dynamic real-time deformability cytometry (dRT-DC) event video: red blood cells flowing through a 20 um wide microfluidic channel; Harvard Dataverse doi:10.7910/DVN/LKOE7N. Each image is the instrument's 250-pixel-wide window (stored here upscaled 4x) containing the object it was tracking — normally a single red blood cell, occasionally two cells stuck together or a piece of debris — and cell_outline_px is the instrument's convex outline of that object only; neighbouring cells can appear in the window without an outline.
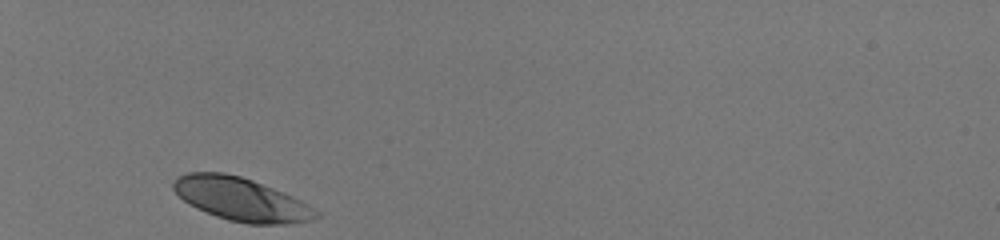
{"species": "human", "species_latin": "Homo sapiens", "temperature_condition": "room temperature", "stored_images_in_passage": 29, "camera_frame_rate_fps": 3000, "um_per_image_px": 0.085, "donor": {"sex": "male"}, "frame": {"image": 1, "passage_image": 1, "time_ms": 0.0, "image_size_px": [1000, 240], "cell_outline_px": [[320, 216], [312, 220], [284, 224], [248, 224], [228, 220], [216, 216], [196, 208], [188, 204], [172, 188], [172, 184], [176, 176], [188, 172], [224, 172], [240, 176], [252, 180], [292, 196], [300, 200], [320, 212]], "centroid_in_image_um": [20.47, 16.93], "position_along_channel_um": 64.5, "area_um2": 35.84}}
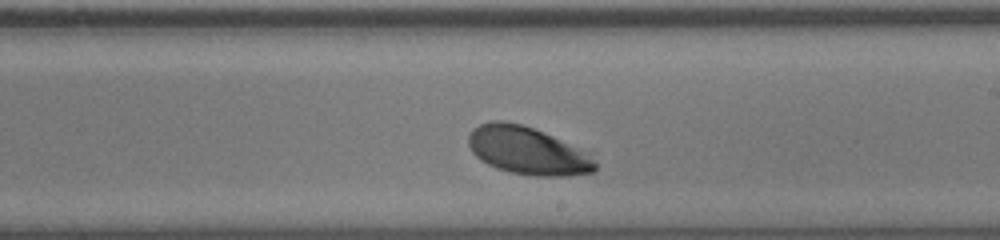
{"frame": {"image": 2, "passage_image": 17, "time_ms": 5.333, "image_size_px": [1000, 240], "cell_outline_px": [[596, 172], [564, 176], [536, 176], [508, 172], [496, 168], [480, 160], [472, 152], [468, 144], [468, 136], [472, 128], [480, 124], [492, 120], [504, 120], [520, 124], [532, 128], [552, 136], [560, 140], [580, 152], [592, 160], [596, 164]], "centroid_in_image_um": [44.72, 12.81], "position_along_channel_um": 244.3, "area_um2": 34.56}}
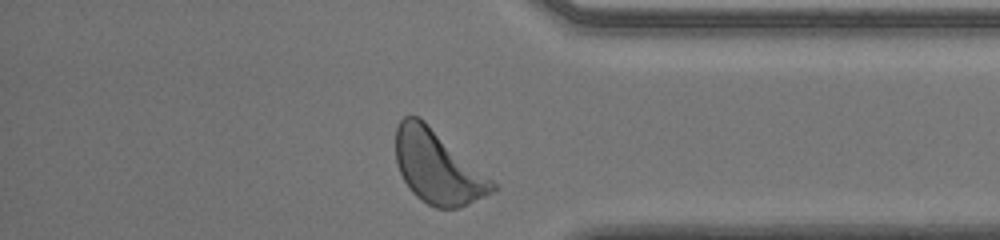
{"frame": {"image": 3, "passage_image": 29, "time_ms": 9.333, "image_size_px": [1000, 240], "cell_outline_px": [[496, 188], [492, 192], [460, 208], [436, 208], [420, 200], [408, 188], [396, 164], [396, 128], [400, 120], [404, 116], [420, 116], [492, 180], [496, 184]], "centroid_in_image_um": [37.16, 14.2], "position_along_channel_um": 398.0, "area_um2": 40.81}, "authors_computed_cell_mechanics": {"area_um2": 35.8938, "velocity_mm_per_s": 3.9245, "shape_relaxation_time_tau1_ms": 1.2365, "shape_relaxation_time_tau2_ms": null, "deformation_change_tau1": 0.1132, "deformation_change_tau2": null}}